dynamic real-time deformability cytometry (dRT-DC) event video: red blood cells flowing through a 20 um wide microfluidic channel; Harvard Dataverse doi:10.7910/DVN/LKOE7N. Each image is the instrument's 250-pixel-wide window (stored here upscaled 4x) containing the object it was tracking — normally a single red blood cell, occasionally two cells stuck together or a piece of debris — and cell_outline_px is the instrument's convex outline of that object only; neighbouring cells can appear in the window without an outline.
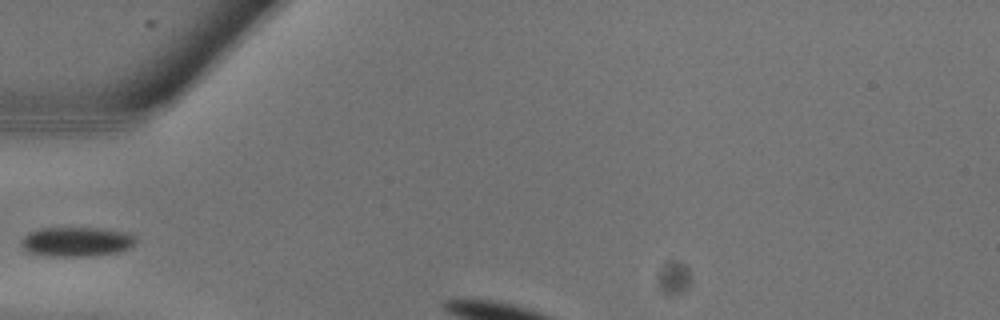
{"species": "common noctule bat (a hibernating species)", "species_latin": "Nyctalus noctula", "temperature_condition": "warm", "stored_images_in_passage": 12, "segment_of_instrument_passage": [1, 2], "camera_frame_rate_fps": 3000, "um_per_image_px": 0.085, "animal": {"sex": "male", "body_mass_g": 13.3}, "frame": {"image": 1, "passage_image": 4, "time_ms": 1.0, "image_size_px": [1000, 320], "cell_outline_px": [[136, 240], [128, 248], [116, 252], [88, 256], [48, 256], [24, 252], [20, 244], [20, 240], [28, 232], [40, 228], [100, 228], [124, 232], [136, 236]], "centroid_in_image_um": [6.41, 20.54], "position_along_channel_um": 78.6, "area_um2": 19.77}}
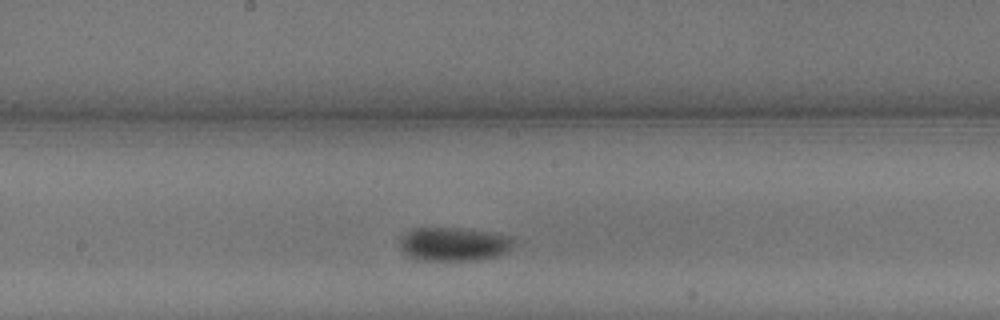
{"frame": {"image": 2, "passage_image": 9, "time_ms": 2.667, "image_size_px": [1000, 320], "cell_outline_px": [[516, 244], [508, 252], [496, 256], [476, 260], [424, 260], [408, 256], [400, 248], [400, 236], [412, 228], [464, 228], [492, 232], [512, 236], [516, 240]], "centroid_in_image_um": [38.63, 20.73], "position_along_channel_um": 209.6, "area_um2": 22.72}}
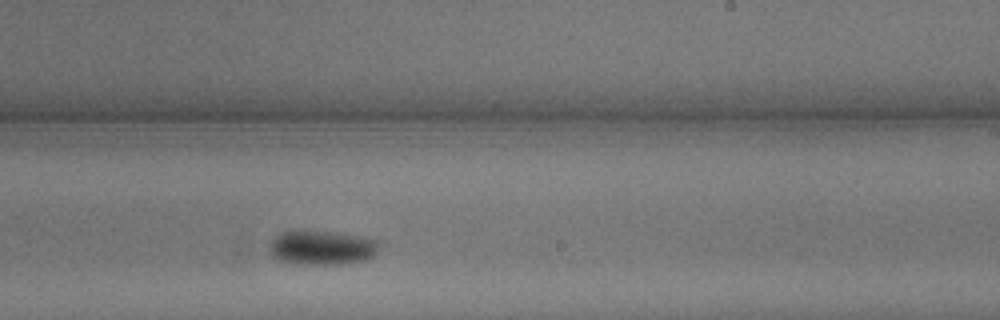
{"frame": {"image": 3, "passage_image": 11, "time_ms": 3.333, "image_size_px": [1000, 320], "cell_outline_px": [[380, 248], [368, 260], [340, 264], [304, 264], [280, 260], [272, 256], [268, 248], [268, 244], [280, 232], [292, 228], [304, 228], [336, 232], [364, 236], [380, 240]], "centroid_in_image_um": [27.36, 20.99], "position_along_channel_um": 261.6, "area_um2": 22.95}}